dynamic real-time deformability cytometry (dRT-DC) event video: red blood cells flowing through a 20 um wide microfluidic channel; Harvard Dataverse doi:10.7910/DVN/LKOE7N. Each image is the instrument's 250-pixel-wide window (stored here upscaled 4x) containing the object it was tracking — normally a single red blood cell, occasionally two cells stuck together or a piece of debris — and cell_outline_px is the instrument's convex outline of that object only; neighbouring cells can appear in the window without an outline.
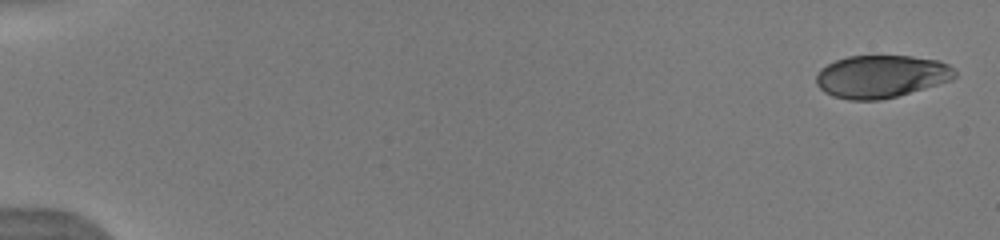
{"species": "human", "species_latin": "Homo sapiens", "temperature_condition": "warm", "stored_images_in_passage": 17, "camera_frame_rate_fps": 3000, "um_per_image_px": 0.085, "donor": {"sex": "male"}, "frame": {"image": 1, "passage_image": 1, "time_ms": 0.0, "image_size_px": [1000, 240], "cell_outline_px": [[956, 76], [952, 80], [896, 96], [880, 100], [848, 100], [832, 96], [824, 92], [816, 84], [816, 76], [820, 68], [836, 60], [848, 56], [912, 56], [936, 60], [948, 64], [956, 72]], "centroid_in_image_um": [74.87, 6.5], "position_along_channel_um": 10.1, "area_um2": 34.39}}
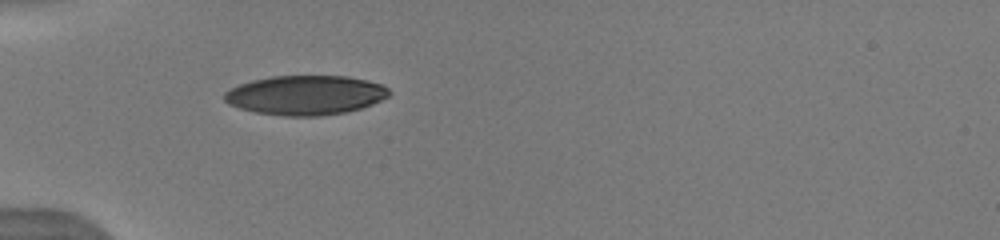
{"frame": {"image": 2, "passage_image": 6, "time_ms": 5.333, "image_size_px": [1000, 240], "cell_outline_px": [[392, 92], [388, 96], [372, 104], [360, 108], [344, 112], [320, 116], [284, 116], [256, 112], [240, 108], [228, 104], [224, 100], [224, 92], [228, 88], [252, 80], [272, 76], [348, 76], [368, 80], [380, 84], [388, 88]], "centroid_in_image_um": [25.95, 8.08], "position_along_channel_um": 59.1, "area_um2": 37.92}, "authors_computed_cell_mechanics": {"area_um2": 37.859, "velocity_mm_per_s": 4.0069, "shape_relaxation_time_tau1_ms": 5.3768, "shape_relaxation_time_tau2_ms": 0.5706, "deformation_change_tau1": 0.2209, "deformation_change_tau2": 0.0457}}